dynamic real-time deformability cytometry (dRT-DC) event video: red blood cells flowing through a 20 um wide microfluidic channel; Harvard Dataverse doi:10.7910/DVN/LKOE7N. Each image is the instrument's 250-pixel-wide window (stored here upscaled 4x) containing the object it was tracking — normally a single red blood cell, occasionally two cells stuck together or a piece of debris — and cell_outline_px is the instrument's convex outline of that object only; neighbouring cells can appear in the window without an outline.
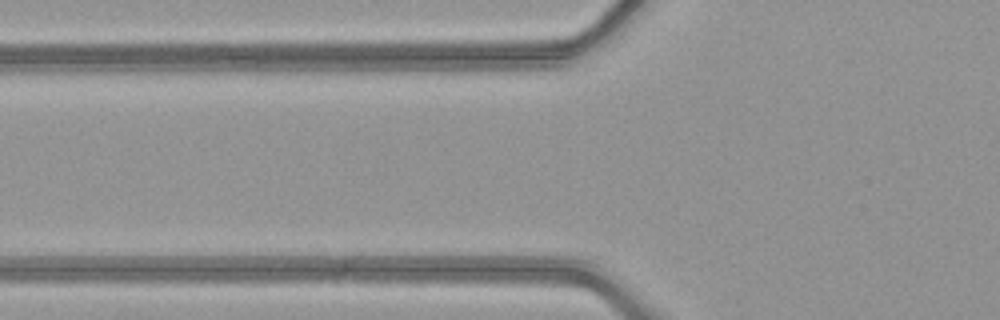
{"species": "common noctule bat (a hibernating species)", "species_latin": "Nyctalus noctula", "temperature_condition": "warm", "stored_images_in_passage": 3, "camera_frame_rate_fps": 3000, "um_per_image_px": 0.085, "animal": {"sex": "female", "body_mass_g": 21.9}, "frame": {"image": 1, "passage_image": 2, "time_ms": 0.333, "image_size_px": [1000, 320], "cell_outline_px": [[588, 36], [568, 48], [544, 56], [400, 56], [360, 48], [360, 44], [388, 40], [588, 32]], "centroid_in_image_um": [40.78, 3.87], "position_along_channel_um": 85.0, "area_um2": 27.86}}